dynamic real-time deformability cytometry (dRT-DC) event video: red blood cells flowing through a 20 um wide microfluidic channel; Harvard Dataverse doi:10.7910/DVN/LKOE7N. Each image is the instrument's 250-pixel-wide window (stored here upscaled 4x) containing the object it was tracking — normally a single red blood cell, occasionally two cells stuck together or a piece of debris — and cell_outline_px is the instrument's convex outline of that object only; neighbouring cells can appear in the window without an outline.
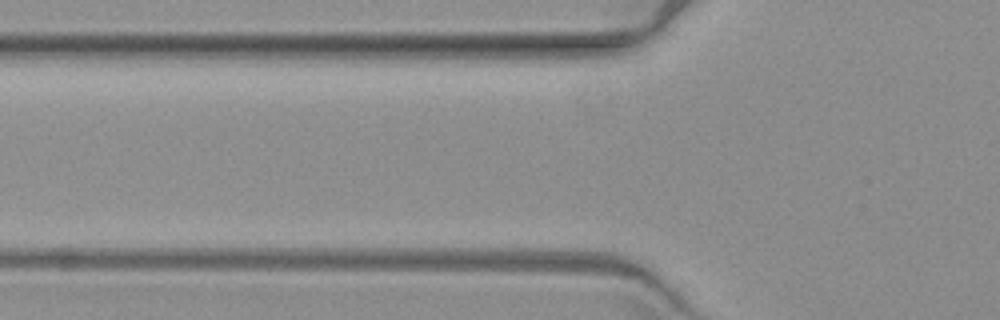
{"species": "common noctule bat (a hibernating species)", "species_latin": "Nyctalus noctula", "temperature_condition": "warm", "stored_images_in_passage": 3, "camera_frame_rate_fps": 3000, "um_per_image_px": 0.085, "animal": {"sex": "female", "body_mass_g": 19.3, "forearm_length_mm": 54.1}, "frame": {"image": 1, "passage_image": 2, "time_ms": 1.0, "image_size_px": [1000, 320], "cell_outline_px": [[592, 212], [584, 216], [412, 212], [400, 208], [408, 204], [444, 200], [580, 204], [588, 208]], "centroid_in_image_um": [42.38, 17.69], "position_along_channel_um": 83.4, "area_um2": 15.61}}